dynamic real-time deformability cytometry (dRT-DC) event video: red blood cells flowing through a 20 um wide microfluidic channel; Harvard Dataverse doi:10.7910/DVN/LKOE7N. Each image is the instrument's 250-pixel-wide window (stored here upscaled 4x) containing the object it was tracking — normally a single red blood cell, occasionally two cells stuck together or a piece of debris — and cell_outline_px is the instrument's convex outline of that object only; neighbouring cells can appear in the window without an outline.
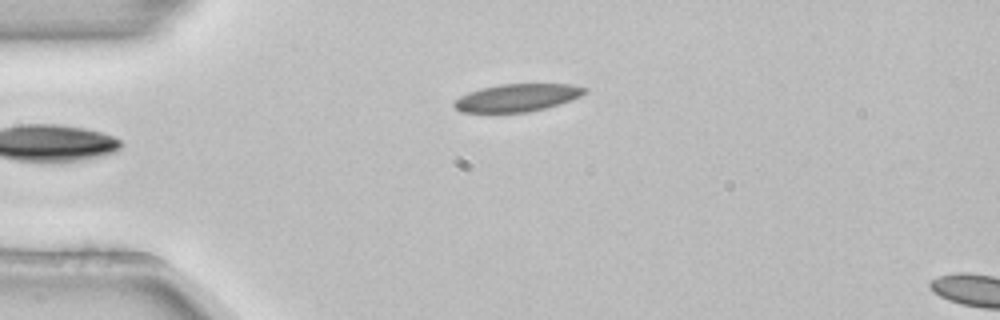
{"species": "common noctule bat (a hibernating species)", "species_latin": "Nyctalus noctula", "temperature_condition": "room temperature", "stored_images_in_passage": 3, "camera_frame_rate_fps": 3000, "um_per_image_px": 0.085, "animal": {"sex": "female", "body_mass_g": 22.7, "forearm_length_mm": 54.2}, "frame": {"image": 1, "passage_image": 3, "time_ms": 0.667, "image_size_px": [1000, 320], "cell_outline_px": [[588, 92], [580, 96], [560, 104], [528, 112], [460, 112], [452, 104], [460, 96], [468, 92], [480, 88], [500, 84], [572, 84], [588, 88]], "centroid_in_image_um": [43.97, 8.29], "position_along_channel_um": 41.0, "area_um2": 21.04}}